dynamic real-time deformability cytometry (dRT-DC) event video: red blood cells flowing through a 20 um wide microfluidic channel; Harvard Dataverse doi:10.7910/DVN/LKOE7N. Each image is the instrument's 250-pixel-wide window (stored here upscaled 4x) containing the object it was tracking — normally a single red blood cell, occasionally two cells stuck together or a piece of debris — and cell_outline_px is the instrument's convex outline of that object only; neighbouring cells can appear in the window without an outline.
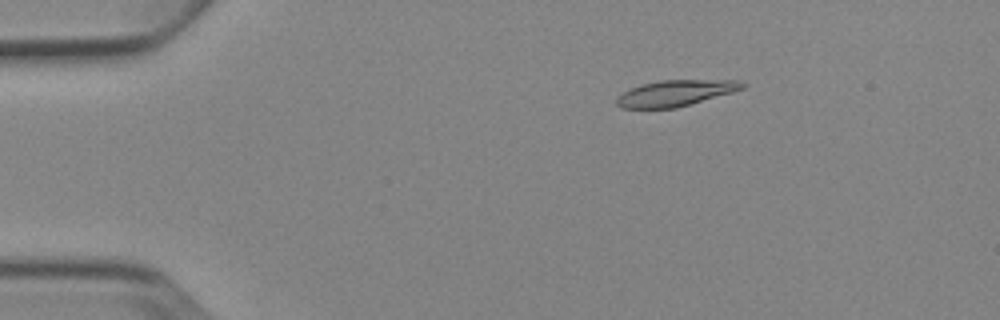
{"species": "Egyptian fruit bat (a non-hibernating species)", "species_latin": "Rousettus aegyptiacus", "temperature_condition": "cold", "stored_images_in_passage": 6, "camera_frame_rate_fps": 3000, "um_per_image_px": 0.085, "animal": {"sex": "female"}, "frame": {"image": 1, "passage_image": 3, "time_ms": 2.333, "image_size_px": [1000, 320], "cell_outline_px": [[748, 84], [744, 88], [732, 92], [676, 108], [620, 108], [616, 104], [616, 96], [628, 88], [640, 84], [660, 80], [736, 80]], "centroid_in_image_um": [57.36, 7.91], "position_along_channel_um": 27.6, "area_um2": 19.19}}
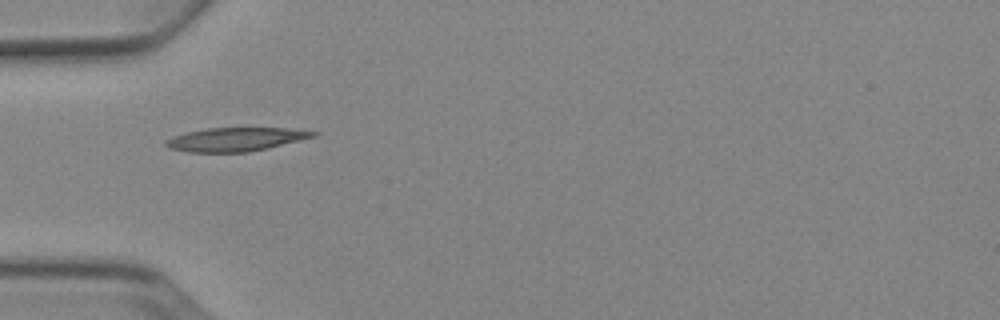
{"frame": {"image": 2, "passage_image": 5, "time_ms": 5.0, "image_size_px": [1000, 320], "cell_outline_px": [[320, 132], [316, 136], [268, 148], [248, 152], [188, 152], [168, 148], [164, 144], [164, 140], [172, 136], [188, 132], [208, 128], [284, 128]], "centroid_in_image_um": [20.0, 11.85], "position_along_channel_um": 65.0, "area_um2": 20.23}}
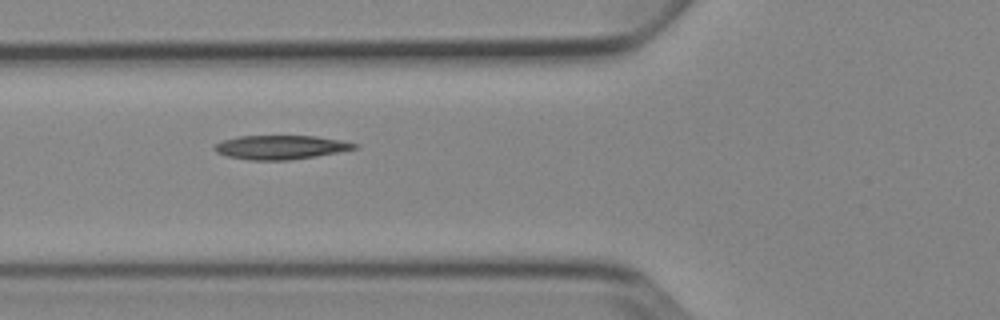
{"frame": {"image": 3, "passage_image": 6, "time_ms": 6.0, "image_size_px": [1000, 320], "cell_outline_px": [[360, 148], [316, 156], [288, 160], [248, 160], [228, 156], [216, 152], [212, 148], [216, 144], [224, 140], [240, 136], [316, 136], [340, 140], [360, 144]], "centroid_in_image_um": [23.89, 12.52], "position_along_channel_um": 101.9, "area_um2": 19.54}}